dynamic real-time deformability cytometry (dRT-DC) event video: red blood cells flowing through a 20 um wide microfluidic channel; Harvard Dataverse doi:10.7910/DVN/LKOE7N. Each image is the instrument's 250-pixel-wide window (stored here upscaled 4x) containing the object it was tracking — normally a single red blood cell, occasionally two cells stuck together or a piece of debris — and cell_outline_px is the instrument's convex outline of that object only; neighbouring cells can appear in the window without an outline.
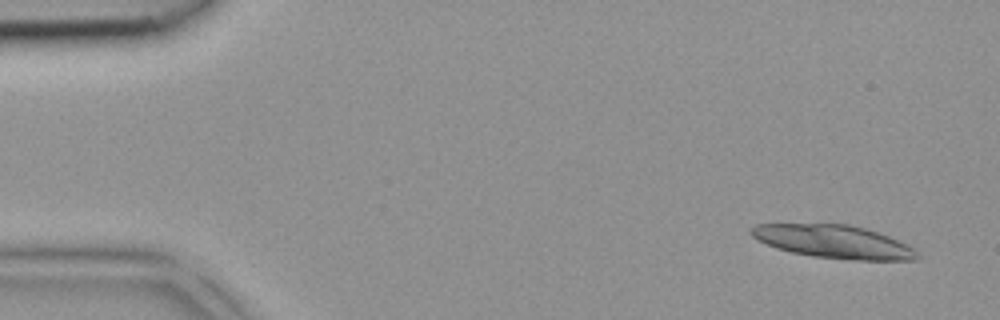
{"species": "common noctule bat (a hibernating species)", "species_latin": "Nyctalus noctula", "temperature_condition": "room temperature", "stored_images_in_passage": 4, "camera_frame_rate_fps": 3000, "um_per_image_px": 0.085, "animal": {"sex": "female", "body_mass_g": 18.4}, "frame": {"image": 1, "passage_image": 1, "time_ms": 0.0, "image_size_px": [1000, 320], "cell_outline_px": [[920, 260], [856, 260], [812, 256], [792, 252], [776, 248], [756, 240], [748, 232], [748, 228], [756, 224], [848, 224], [864, 228], [888, 236], [912, 248], [920, 256]], "centroid_in_image_um": [70.8, 20.54], "position_along_channel_um": 14.2, "area_um2": 31.91}}